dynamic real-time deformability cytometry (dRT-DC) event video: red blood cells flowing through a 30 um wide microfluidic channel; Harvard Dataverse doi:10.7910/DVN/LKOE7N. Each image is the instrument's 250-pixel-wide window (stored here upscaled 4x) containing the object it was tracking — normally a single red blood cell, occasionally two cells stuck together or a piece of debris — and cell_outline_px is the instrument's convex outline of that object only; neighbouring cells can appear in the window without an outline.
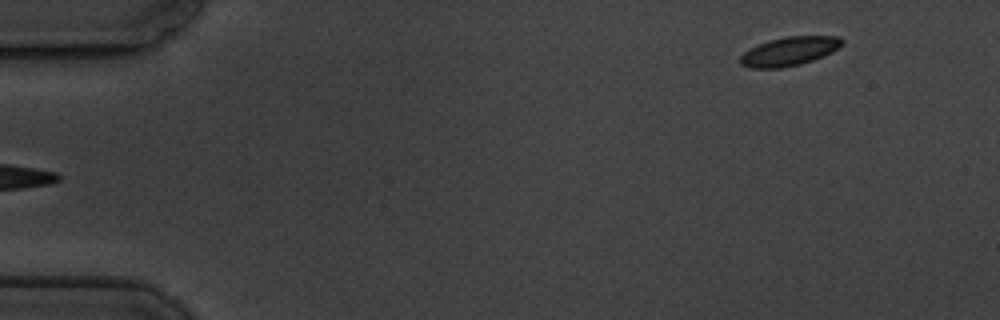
{"species": "common noctule bat (a hibernating species)", "species_latin": "Nyctalus noctula", "temperature_condition": "cold", "stored_images_in_passage": 5, "segment_of_instrument_passage": [2, 2], "camera_frame_rate_fps": 3000, "um_per_image_px": 0.085, "animal": {"sex": "male", "body_mass_g": 19.5, "forearm_length_mm": 54.6}, "frame": {"image": 1, "passage_image": 5, "time_ms": 4.667, "image_size_px": [1000, 320], "cell_outline_px": [[844, 40], [832, 52], [812, 60], [800, 64], [780, 68], [748, 68], [740, 64], [740, 56], [748, 48], [768, 40], [788, 36], [840, 36]], "centroid_in_image_um": [67.04, 4.36], "position_along_channel_um": 18.0, "area_um2": 17.05}}